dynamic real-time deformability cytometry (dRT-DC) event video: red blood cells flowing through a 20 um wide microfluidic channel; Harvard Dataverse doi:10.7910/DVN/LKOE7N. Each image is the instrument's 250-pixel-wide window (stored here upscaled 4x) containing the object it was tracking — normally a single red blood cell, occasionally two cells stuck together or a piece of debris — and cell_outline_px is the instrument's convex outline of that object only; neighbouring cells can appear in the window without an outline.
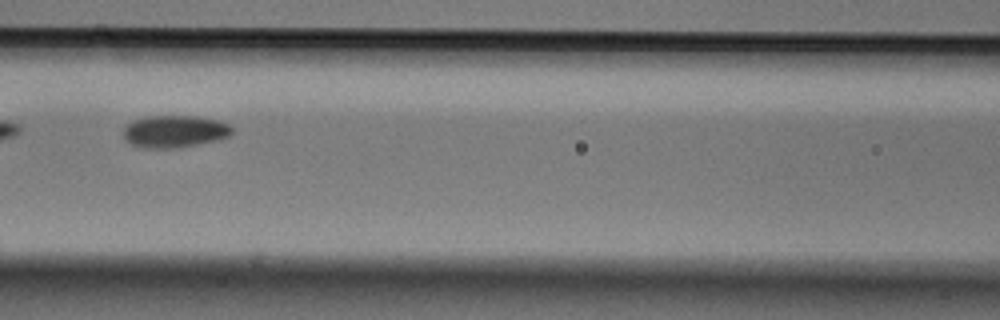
{"species": "Egyptian fruit bat (a non-hibernating species)", "species_latin": "Rousettus aegyptiacus", "temperature_condition": "cold", "stored_images_in_passage": 5, "camera_frame_rate_fps": 3000, "um_per_image_px": 0.085, "animal": {"sex": "male"}, "frame": {"image": 1, "passage_image": 3, "time_ms": 0.667, "image_size_px": [1000, 320], "cell_outline_px": [[236, 128], [228, 136], [220, 140], [180, 148], [140, 148], [124, 140], [120, 128], [128, 120], [140, 116], [204, 116], [224, 120], [232, 124]], "centroid_in_image_um": [14.83, 11.15], "position_along_channel_um": 151.8, "area_um2": 21.73}}